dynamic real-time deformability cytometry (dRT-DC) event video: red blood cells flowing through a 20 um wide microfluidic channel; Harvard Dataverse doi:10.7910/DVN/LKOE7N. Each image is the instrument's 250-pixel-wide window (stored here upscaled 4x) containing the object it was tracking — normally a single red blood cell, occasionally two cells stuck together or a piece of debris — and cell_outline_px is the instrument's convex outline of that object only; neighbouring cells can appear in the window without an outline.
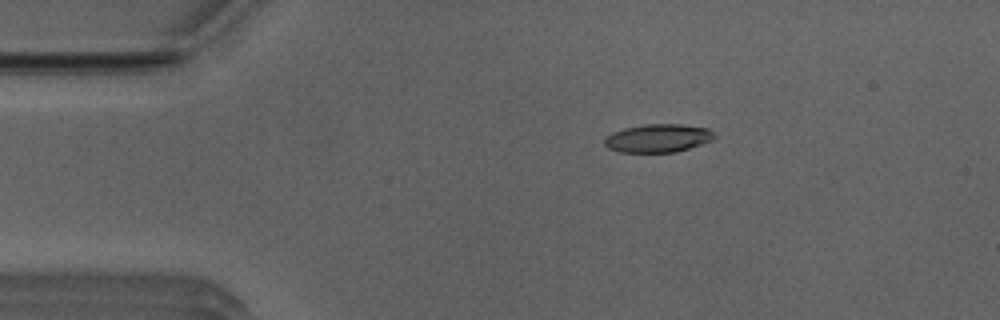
{"species": "Egyptian fruit bat (a non-hibernating species)", "species_latin": "Rousettus aegyptiacus", "temperature_condition": "room temperature", "stored_images_in_passage": 51, "camera_frame_rate_fps": 3000, "um_per_image_px": 0.085, "animal": {"sex": "male"}, "frame": {"image": 1, "passage_image": 9, "time_ms": 2.667, "image_size_px": [1000, 320], "cell_outline_px": [[716, 136], [712, 140], [676, 152], [620, 152], [608, 148], [604, 144], [604, 140], [612, 132], [624, 128], [648, 124], [680, 124], [708, 128]], "centroid_in_image_um": [55.92, 11.74], "position_along_channel_um": 29.1, "area_um2": 17.92}}
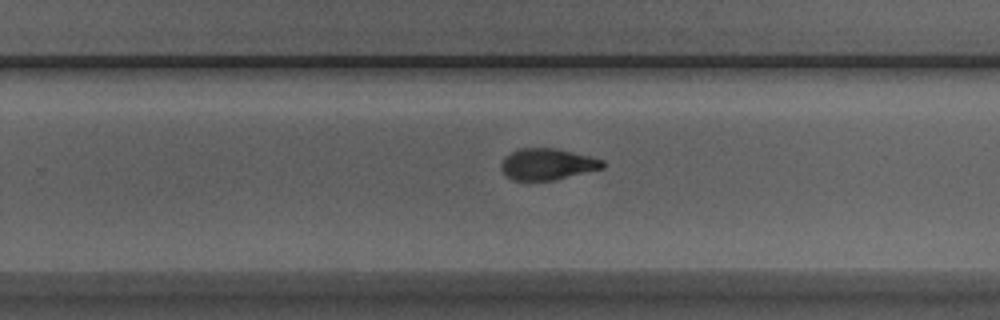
{"frame": {"image": 2, "passage_image": 32, "time_ms": 10.333, "image_size_px": [1000, 320], "cell_outline_px": [[604, 168], [552, 180], [512, 180], [500, 168], [500, 164], [512, 152], [520, 148], [556, 148], [604, 160]], "centroid_in_image_um": [46.53, 13.95], "position_along_channel_um": 283.3, "area_um2": 18.21}}
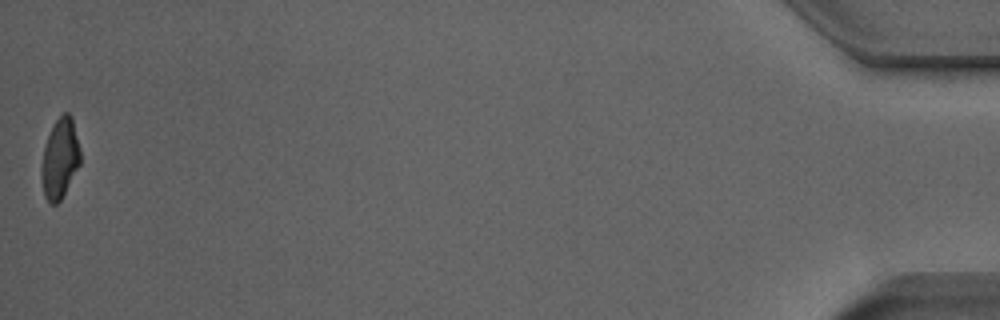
{"frame": {"image": 3, "passage_image": 51, "time_ms": 16.667, "image_size_px": [1000, 320], "cell_outline_px": [[80, 164], [60, 200], [56, 204], [52, 204], [44, 196], [40, 172], [44, 148], [52, 124], [64, 112], [68, 112], [72, 116], [80, 148]], "centroid_in_image_um": [5.09, 13.44], "position_along_channel_um": 430.1, "area_um2": 18.03}, "authors_computed_cell_mechanics": {"area_um2": 18.9584, "velocity_mm_per_s": 3.9693, "shape_relaxation_time_tau1_ms": 4.275, "shape_relaxation_time_tau2_ms": 2.3174, "deformation_change_tau1": 0.189, "deformation_change_tau2": 0.0942}}